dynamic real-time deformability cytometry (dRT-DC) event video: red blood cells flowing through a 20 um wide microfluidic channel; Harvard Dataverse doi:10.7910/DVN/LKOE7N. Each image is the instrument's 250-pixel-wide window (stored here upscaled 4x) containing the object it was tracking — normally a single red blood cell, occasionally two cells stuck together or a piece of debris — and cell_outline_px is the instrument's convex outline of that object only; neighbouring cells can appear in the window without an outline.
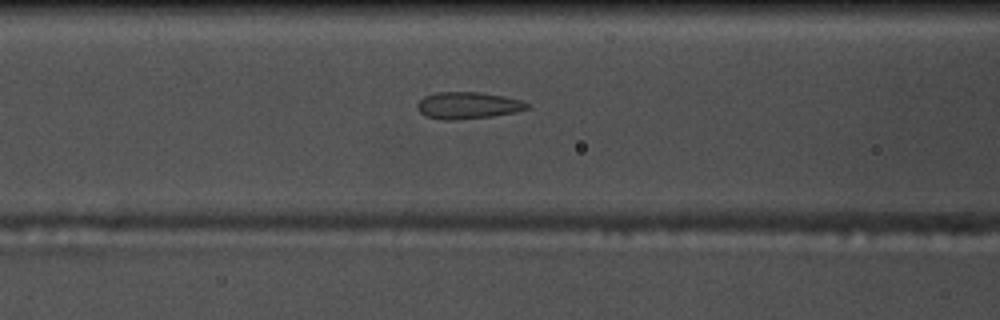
{"species": "common noctule bat (a hibernating species)", "species_latin": "Nyctalus noctula", "temperature_condition": "warm", "stored_images_in_passage": 36, "camera_frame_rate_fps": 3000, "um_per_image_px": 0.085, "animal": {"sex": "male", "body_mass_g": 17.5, "forearm_length_mm": 52.3}, "frame": {"image": 1, "passage_image": 14, "time_ms": 4.333, "image_size_px": [1000, 320], "cell_outline_px": [[532, 108], [516, 112], [492, 116], [452, 120], [444, 120], [424, 116], [416, 108], [416, 104], [424, 96], [436, 92], [480, 92], [504, 96], [520, 100], [528, 104]], "centroid_in_image_um": [39.75, 8.96], "position_along_channel_um": 126.8, "area_um2": 17.28}}
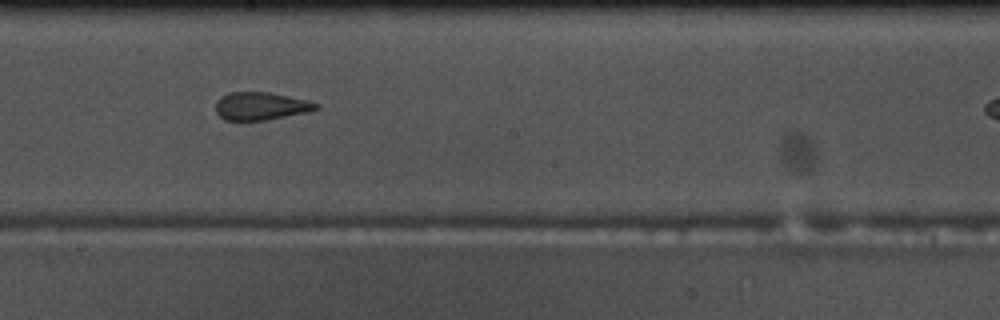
{"frame": {"image": 2, "passage_image": 22, "time_ms": 7.0, "image_size_px": [1000, 320], "cell_outline_px": [[320, 108], [308, 112], [264, 120], [224, 120], [216, 112], [216, 100], [220, 96], [228, 92], [268, 92], [308, 100], [320, 104]], "centroid_in_image_um": [22.17, 9.01], "position_along_channel_um": 226.0, "area_um2": 16.36}}
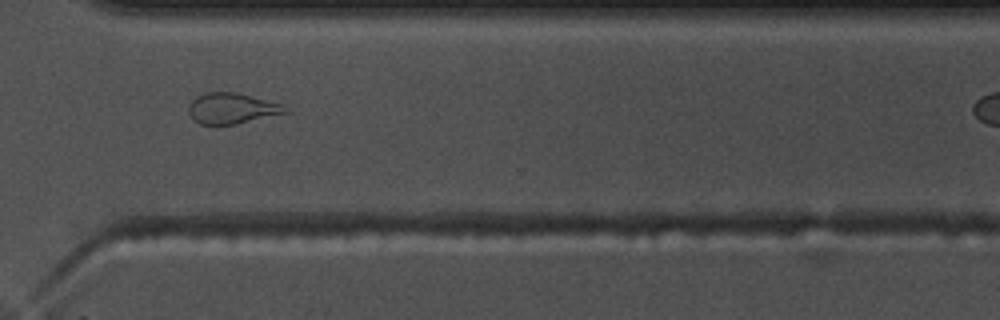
{"frame": {"image": 3, "passage_image": 32, "time_ms": 10.333, "image_size_px": [1000, 320], "cell_outline_px": [[288, 112], [236, 124], [200, 124], [188, 112], [188, 108], [192, 100], [196, 96], [204, 92], [236, 92], [284, 104]], "centroid_in_image_um": [19.71, 9.19], "position_along_channel_um": 350.9, "area_um2": 17.17}}